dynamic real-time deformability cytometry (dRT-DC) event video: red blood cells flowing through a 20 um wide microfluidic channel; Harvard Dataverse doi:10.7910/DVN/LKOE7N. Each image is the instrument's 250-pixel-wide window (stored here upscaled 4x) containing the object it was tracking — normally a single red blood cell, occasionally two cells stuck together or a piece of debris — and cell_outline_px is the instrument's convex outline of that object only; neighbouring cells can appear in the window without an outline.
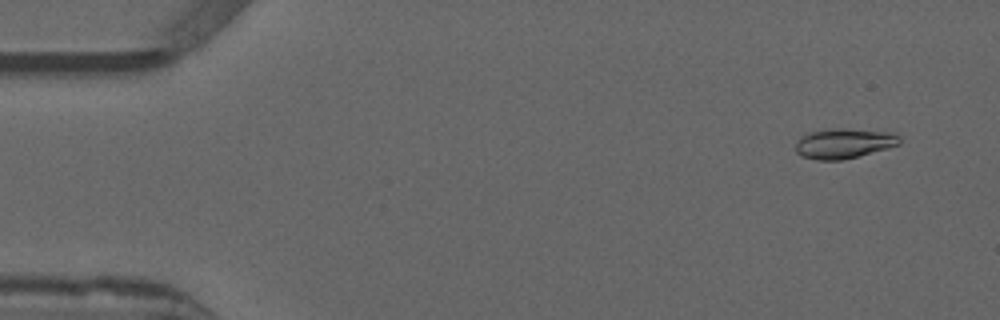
{"species": "common noctule bat (a hibernating species)", "species_latin": "Nyctalus noctula", "temperature_condition": "warm", "stored_images_in_passage": 53, "camera_frame_rate_fps": 3000, "um_per_image_px": 0.085, "animal": {"sex": "male", "forearm_length_mm": 52.5}, "frame": {"image": 1, "passage_image": 4, "time_ms": 1.0, "image_size_px": [1000, 320], "cell_outline_px": [[900, 144], [888, 148], [840, 160], [816, 160], [800, 156], [796, 152], [796, 144], [800, 136], [812, 132], [832, 128], [844, 128], [892, 132], [900, 136]], "centroid_in_image_um": [71.73, 12.18], "position_along_channel_um": 13.3, "area_um2": 18.15}}
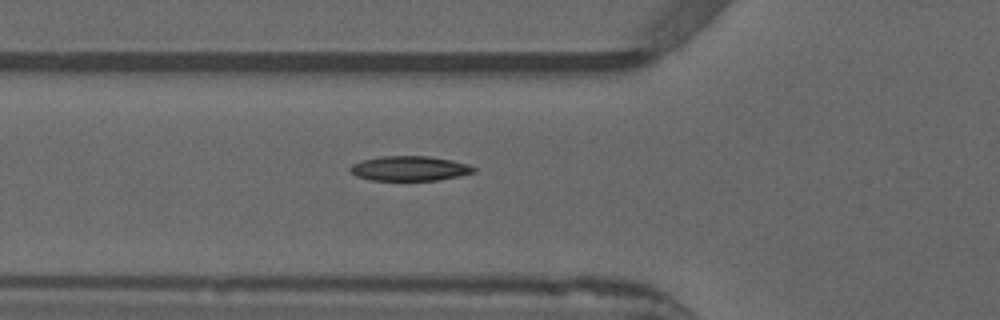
{"frame": {"image": 2, "passage_image": 19, "time_ms": 6.0, "image_size_px": [1000, 320], "cell_outline_px": [[476, 172], [436, 180], [372, 180], [356, 176], [348, 172], [348, 168], [352, 164], [364, 160], [380, 156], [428, 156], [452, 160], [468, 164], [476, 168]], "centroid_in_image_um": [34.78, 14.31], "position_along_channel_um": 91.0, "area_um2": 17.8}}
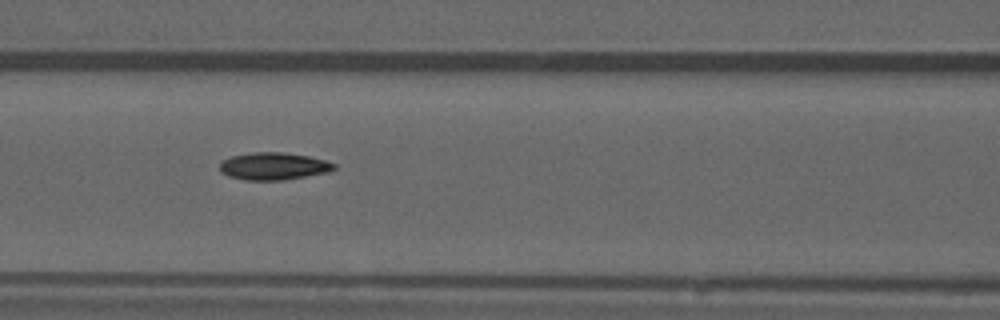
{"frame": {"image": 3, "passage_image": 23, "time_ms": 7.333, "image_size_px": [1000, 320], "cell_outline_px": [[336, 168], [328, 172], [284, 180], [244, 180], [228, 176], [220, 168], [220, 160], [232, 156], [252, 152], [284, 152], [308, 156], [324, 160], [336, 164]], "centroid_in_image_um": [23.25, 14.12], "position_along_channel_um": 143.4, "area_um2": 18.21}, "authors_computed_cell_mechanics": {"area_um2": 17.5134, "velocity_mm_per_s": 3.8883, "shape_relaxation_time_tau1_ms": null, "shape_relaxation_time_tau2_ms": 7.799, "deformation_change_tau1": null, "deformation_change_tau2": 0.1432}}